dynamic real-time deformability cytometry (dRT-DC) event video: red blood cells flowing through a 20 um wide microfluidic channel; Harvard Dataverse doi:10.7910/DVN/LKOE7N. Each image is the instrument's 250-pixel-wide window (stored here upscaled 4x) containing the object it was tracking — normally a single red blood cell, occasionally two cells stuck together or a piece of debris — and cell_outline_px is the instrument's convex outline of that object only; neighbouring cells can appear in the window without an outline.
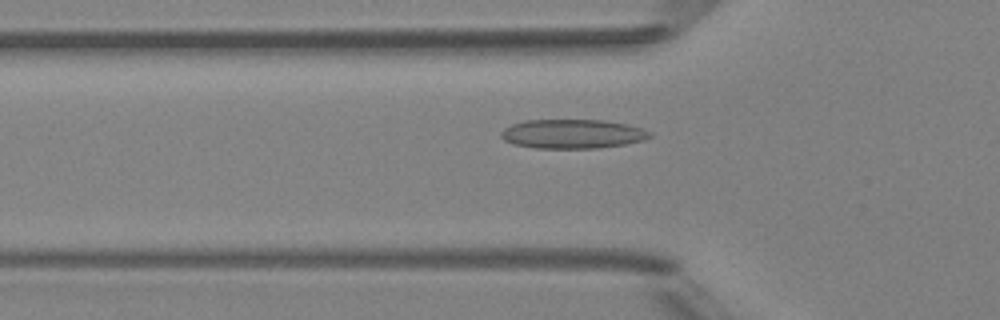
{"species": "Egyptian fruit bat (a non-hibernating species)", "species_latin": "Rousettus aegyptiacus", "temperature_condition": "room temperature", "stored_images_in_passage": 47, "camera_frame_rate_fps": 3000, "um_per_image_px": 0.085, "animal": {"sex": "female"}, "frame": {"image": 1, "passage_image": 14, "time_ms": 4.333, "image_size_px": [1000, 320], "cell_outline_px": [[652, 136], [644, 140], [624, 144], [600, 148], [536, 148], [516, 144], [504, 140], [500, 136], [500, 132], [504, 128], [512, 124], [524, 120], [604, 120], [628, 124], [652, 132]], "centroid_in_image_um": [48.67, 11.37], "position_along_channel_um": 77.1, "area_um2": 25.32}}
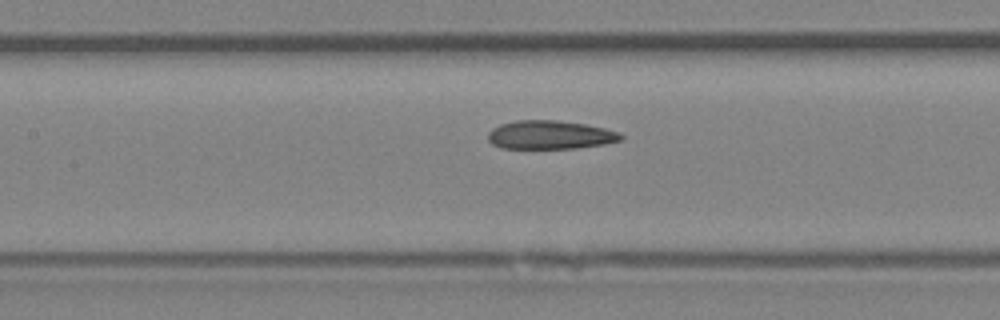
{"frame": {"image": 2, "passage_image": 20, "time_ms": 6.333, "image_size_px": [1000, 320], "cell_outline_px": [[624, 136], [620, 140], [604, 144], [576, 148], [500, 148], [492, 144], [488, 140], [488, 132], [492, 128], [500, 124], [516, 120], [556, 120], [584, 124], [604, 128], [620, 132]], "centroid_in_image_um": [46.73, 11.46], "position_along_channel_um": 160.7, "area_um2": 22.14}}
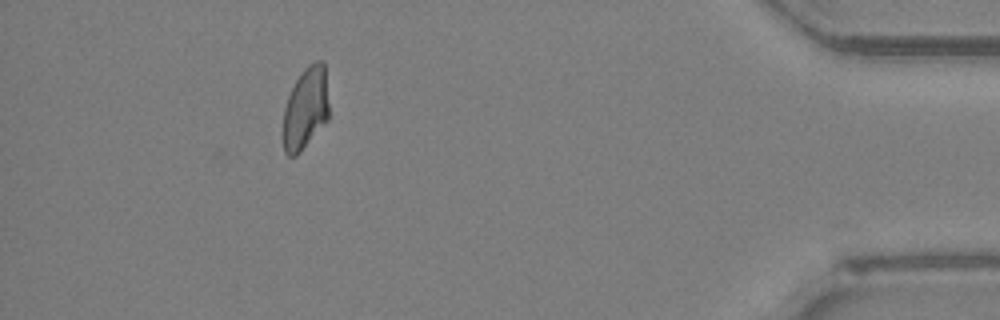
{"frame": {"image": 3, "passage_image": 42, "time_ms": 13.667, "image_size_px": [1000, 320], "cell_outline_px": [[328, 120], [300, 152], [296, 156], [288, 156], [284, 152], [284, 108], [288, 96], [296, 80], [304, 68], [308, 64], [316, 60], [324, 60], [328, 104]], "centroid_in_image_um": [25.98, 9.19], "position_along_channel_um": 409.2, "area_um2": 21.79}, "authors_computed_cell_mechanics": {"area_um2": 23.0044, "velocity_mm_per_s": 4.1706, "shape_relaxation_time_tau1_ms": null, "shape_relaxation_time_tau2_ms": 2.1368, "deformation_change_tau1": null, "deformation_change_tau2": 0.0869}}